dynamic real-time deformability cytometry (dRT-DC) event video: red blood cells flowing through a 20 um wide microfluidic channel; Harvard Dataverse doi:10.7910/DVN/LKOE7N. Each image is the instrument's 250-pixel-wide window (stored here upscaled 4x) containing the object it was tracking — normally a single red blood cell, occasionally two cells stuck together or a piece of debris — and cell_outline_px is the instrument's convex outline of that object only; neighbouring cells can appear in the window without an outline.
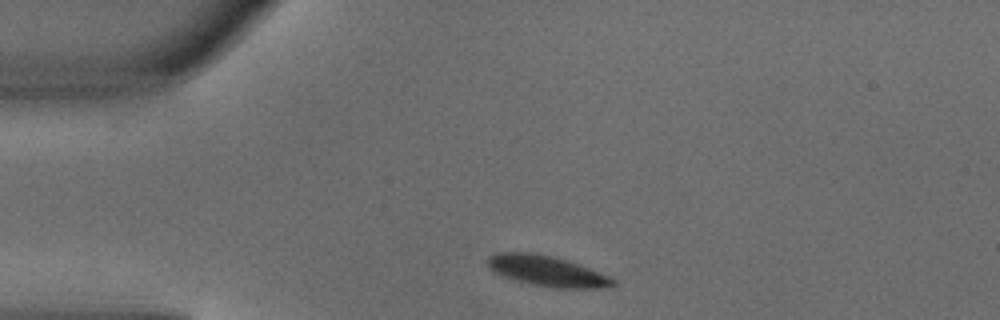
{"species": "common noctule bat (a hibernating species)", "species_latin": "Nyctalus noctula", "temperature_condition": "warm", "stored_images_in_passage": 2, "camera_frame_rate_fps": 3000, "um_per_image_px": 0.085, "animal": {"sex": "male", "body_mass_g": 18.8}, "frame": {"image": 1, "passage_image": 1, "time_ms": 0.0, "image_size_px": [1000, 320], "cell_outline_px": [[616, 284], [612, 288], [552, 288], [532, 284], [516, 280], [504, 276], [488, 268], [484, 260], [488, 256], [496, 252], [532, 252], [552, 256], [568, 260], [608, 276], [616, 280]], "centroid_in_image_um": [46.47, 23.03], "position_along_channel_um": 38.5, "area_um2": 22.48}}